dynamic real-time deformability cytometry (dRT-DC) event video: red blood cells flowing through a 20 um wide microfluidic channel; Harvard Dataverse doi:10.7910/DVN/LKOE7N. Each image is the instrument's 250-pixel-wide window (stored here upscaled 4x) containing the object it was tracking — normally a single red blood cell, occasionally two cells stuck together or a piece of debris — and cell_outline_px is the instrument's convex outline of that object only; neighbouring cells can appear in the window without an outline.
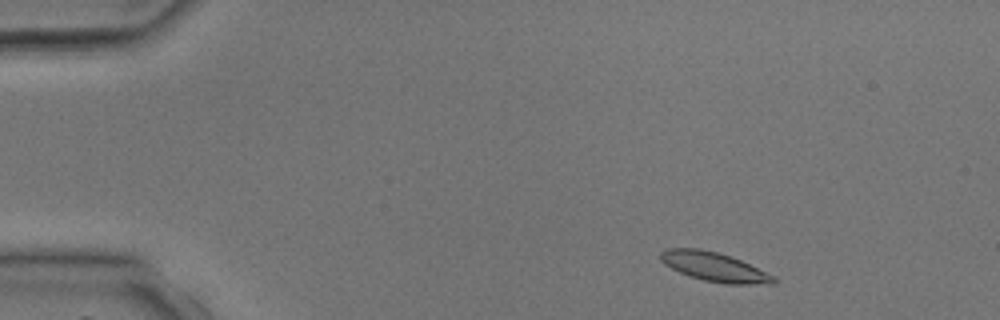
{"species": "common noctule bat (a hibernating species)", "species_latin": "Nyctalus noctula", "temperature_condition": "room temperature", "stored_images_in_passage": 3, "camera_frame_rate_fps": 3000, "um_per_image_px": 0.085, "animal": {"sex": "male", "body_mass_g": 17.9, "forearm_length_mm": 54.2}, "frame": {"image": 1, "passage_image": 1, "time_ms": 0.0, "image_size_px": [1000, 320], "cell_outline_px": [[776, 284], [724, 284], [704, 280], [680, 272], [664, 264], [660, 260], [660, 252], [664, 248], [700, 248], [732, 256], [776, 276]], "centroid_in_image_um": [60.74, 22.68], "position_along_channel_um": 24.3, "area_um2": 19.31}}